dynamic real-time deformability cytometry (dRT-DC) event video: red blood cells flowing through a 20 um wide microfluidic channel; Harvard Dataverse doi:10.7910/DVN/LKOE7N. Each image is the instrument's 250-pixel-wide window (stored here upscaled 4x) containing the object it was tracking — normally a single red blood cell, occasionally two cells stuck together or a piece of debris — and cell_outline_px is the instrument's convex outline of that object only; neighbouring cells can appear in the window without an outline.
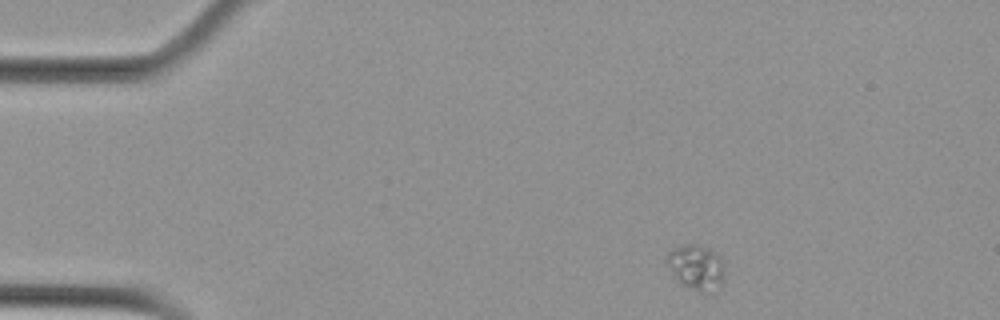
{"species": "Egyptian fruit bat (a non-hibernating species)", "species_latin": "Rousettus aegyptiacus", "temperature_condition": "cold", "stored_images_in_passage": 7, "camera_frame_rate_fps": 3000, "um_per_image_px": 0.085, "animal": {"sex": "female"}, "frame": {"image": 1, "passage_image": 1, "time_ms": 0.0, "image_size_px": [1000, 320], "cell_outline_px": [[724, 276], [720, 284], [704, 292], [700, 292], [680, 284], [668, 268], [664, 260], [664, 256], [672, 248], [684, 244], [696, 244], [708, 248], [716, 252], [724, 260]], "centroid_in_image_um": [59.13, 22.66], "position_along_channel_um": 25.9, "area_um2": 15.37}}